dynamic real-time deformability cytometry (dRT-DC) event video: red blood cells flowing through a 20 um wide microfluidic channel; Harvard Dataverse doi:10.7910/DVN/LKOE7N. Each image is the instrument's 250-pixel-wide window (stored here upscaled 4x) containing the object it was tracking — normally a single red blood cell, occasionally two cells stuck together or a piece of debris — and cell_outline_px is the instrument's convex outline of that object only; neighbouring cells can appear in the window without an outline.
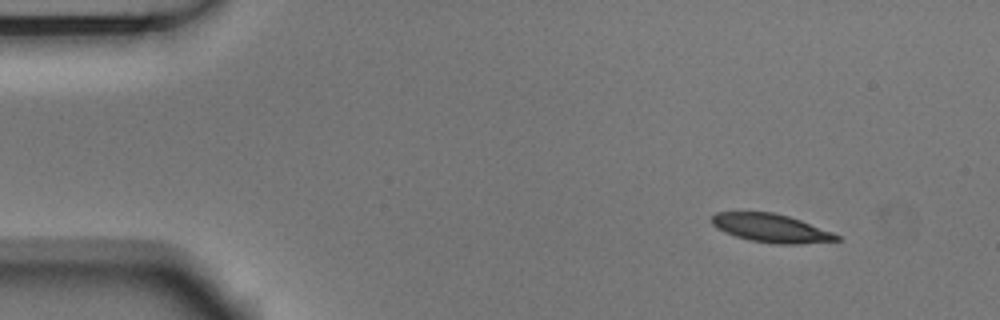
{"species": "Egyptian fruit bat (a non-hibernating species)", "species_latin": "Rousettus aegyptiacus", "temperature_condition": "room temperature", "stored_images_in_passage": 4, "camera_frame_rate_fps": 3000, "um_per_image_px": 0.085, "animal": {"sex": "male"}, "frame": {"image": 1, "passage_image": 1, "time_ms": 0.0, "image_size_px": [1000, 320], "cell_outline_px": [[840, 240], [800, 244], [776, 244], [752, 240], [736, 236], [724, 232], [716, 228], [712, 224], [712, 216], [716, 212], [772, 212], [788, 216], [800, 220], [832, 232], [840, 236]], "centroid_in_image_um": [65.53, 19.39], "position_along_channel_um": 19.5, "area_um2": 20.46}}
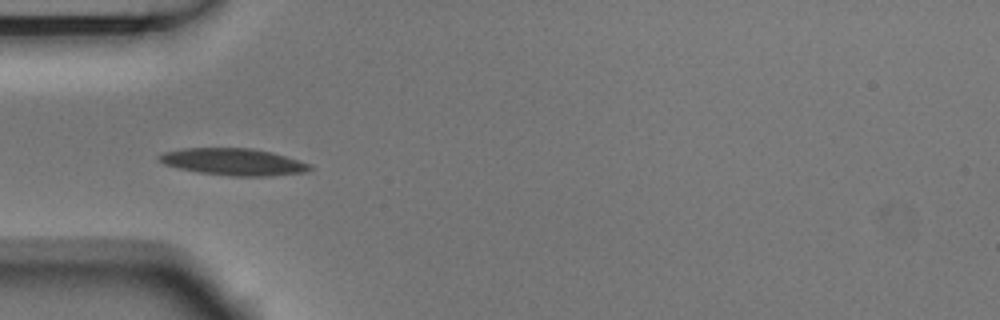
{"frame": {"image": 2, "passage_image": 4, "time_ms": 1.0, "image_size_px": [1000, 320], "cell_outline_px": [[312, 168], [304, 172], [272, 176], [232, 176], [200, 172], [176, 168], [164, 164], [156, 160], [156, 156], [164, 152], [184, 148], [252, 148], [272, 152], [312, 164]], "centroid_in_image_um": [19.81, 13.75], "position_along_channel_um": 65.2, "area_um2": 23.76}}